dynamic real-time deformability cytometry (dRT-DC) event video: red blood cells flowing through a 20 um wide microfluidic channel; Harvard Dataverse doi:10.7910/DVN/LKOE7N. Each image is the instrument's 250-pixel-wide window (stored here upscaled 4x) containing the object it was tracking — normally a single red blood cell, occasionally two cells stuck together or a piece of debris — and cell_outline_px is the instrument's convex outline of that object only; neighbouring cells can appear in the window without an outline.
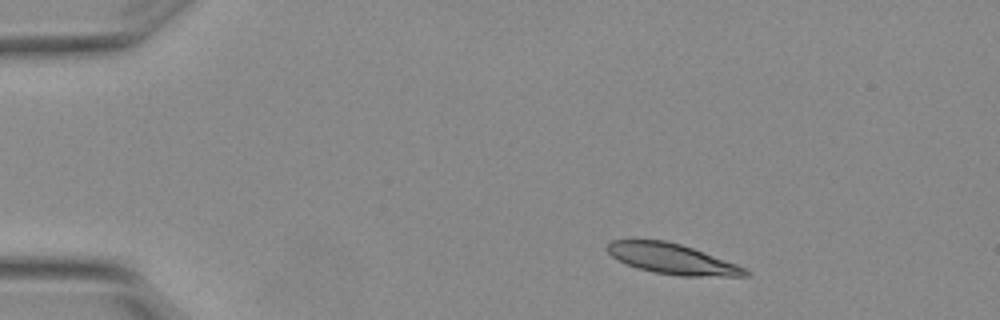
{"species": "Egyptian fruit bat (a non-hibernating species)", "species_latin": "Rousettus aegyptiacus", "temperature_condition": "warm", "stored_images_in_passage": 5, "camera_frame_rate_fps": 3000, "um_per_image_px": 0.085, "animal": {"sex": "female"}, "frame": {"image": 1, "passage_image": 1, "time_ms": 0.0, "image_size_px": [1000, 320], "cell_outline_px": [[752, 272], [748, 276], [680, 276], [652, 272], [628, 264], [612, 256], [604, 248], [612, 240], [664, 240], [680, 244], [704, 252], [736, 264]], "centroid_in_image_um": [57.14, 22.01], "position_along_channel_um": 27.9, "area_um2": 24.16}}
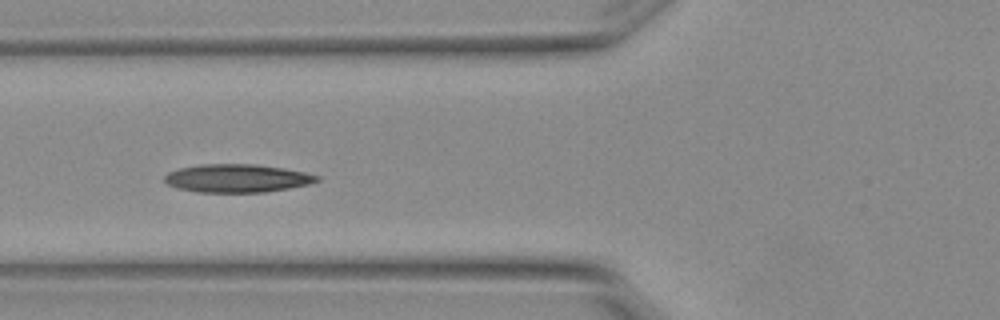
{"frame": {"image": 2, "passage_image": 4, "time_ms": 1.0, "image_size_px": [1000, 320], "cell_outline_px": [[320, 180], [308, 184], [288, 188], [264, 192], [196, 192], [176, 188], [168, 184], [164, 180], [164, 176], [168, 172], [180, 168], [200, 164], [256, 164], [304, 172], [320, 176]], "centroid_in_image_um": [20.11, 15.15], "position_along_channel_um": 105.7, "area_um2": 24.91}}
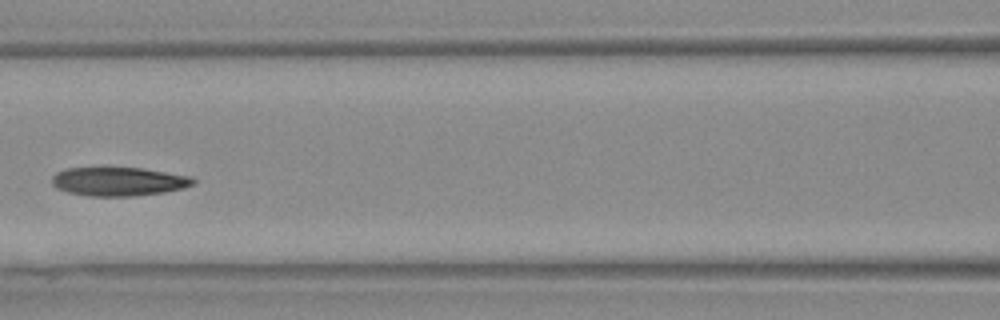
{"frame": {"image": 3, "passage_image": 5, "time_ms": 1.333, "image_size_px": [1000, 320], "cell_outline_px": [[196, 184], [184, 188], [164, 192], [136, 196], [88, 196], [68, 192], [56, 188], [52, 184], [52, 176], [56, 172], [68, 168], [140, 168], [192, 176], [196, 180]], "centroid_in_image_um": [10.11, 15.43], "position_along_channel_um": 156.5, "area_um2": 23.76}}